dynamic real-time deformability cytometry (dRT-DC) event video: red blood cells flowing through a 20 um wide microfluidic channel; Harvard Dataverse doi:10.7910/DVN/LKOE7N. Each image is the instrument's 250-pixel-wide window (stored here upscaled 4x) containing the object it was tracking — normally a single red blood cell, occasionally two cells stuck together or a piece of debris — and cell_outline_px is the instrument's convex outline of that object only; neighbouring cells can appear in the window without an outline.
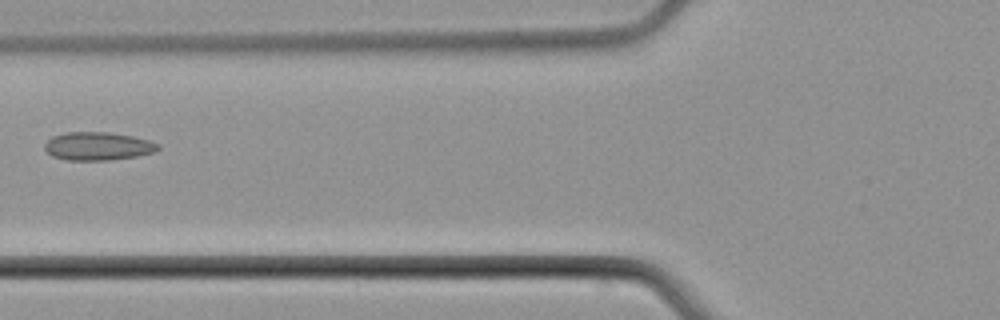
{"species": "common noctule bat (a hibernating species)", "species_latin": "Nyctalus noctula", "temperature_condition": "cold", "stored_images_in_passage": 6, "camera_frame_rate_fps": 3000, "um_per_image_px": 0.085, "animal": {"sex": "male", "body_mass_g": 21.5, "forearm_length_mm": 52.0}, "frame": {"image": 1, "passage_image": 5, "time_ms": 6.0, "image_size_px": [1000, 320], "cell_outline_px": [[160, 148], [156, 152], [136, 156], [108, 160], [68, 160], [52, 156], [44, 148], [44, 144], [52, 136], [68, 132], [108, 132], [132, 136], [148, 140], [160, 144]], "centroid_in_image_um": [8.33, 12.42], "position_along_channel_um": 117.5, "area_um2": 18.61}}
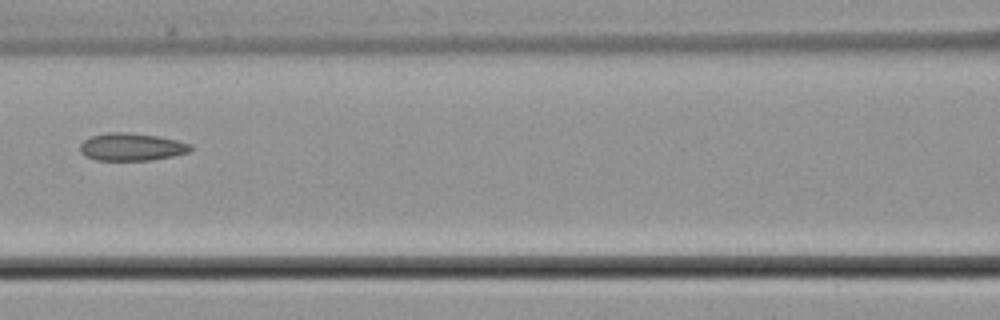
{"frame": {"image": 2, "passage_image": 6, "time_ms": 7.0, "image_size_px": [1000, 320], "cell_outline_px": [[192, 148], [188, 152], [172, 156], [152, 160], [96, 160], [84, 156], [80, 152], [80, 144], [84, 140], [92, 136], [108, 132], [128, 132], [156, 136], [176, 140], [192, 144]], "centroid_in_image_um": [11.16, 12.49], "position_along_channel_um": 155.4, "area_um2": 17.74}}